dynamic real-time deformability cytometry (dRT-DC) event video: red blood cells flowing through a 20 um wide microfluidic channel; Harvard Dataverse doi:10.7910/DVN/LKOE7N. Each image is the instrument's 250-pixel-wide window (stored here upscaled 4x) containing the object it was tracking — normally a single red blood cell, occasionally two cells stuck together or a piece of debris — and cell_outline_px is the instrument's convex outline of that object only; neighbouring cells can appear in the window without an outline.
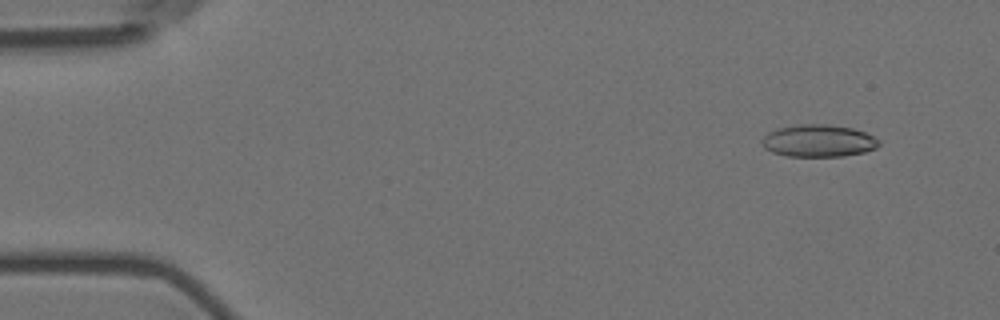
{"species": "Egyptian fruit bat (a non-hibernating species)", "species_latin": "Rousettus aegyptiacus", "temperature_condition": "room temperature", "stored_images_in_passage": 5, "camera_frame_rate_fps": 3000, "um_per_image_px": 0.085, "animal": {"sex": "female"}, "frame": {"image": 1, "passage_image": 2, "time_ms": 0.333, "image_size_px": [1000, 320], "cell_outline_px": [[880, 144], [876, 148], [864, 152], [844, 156], [788, 156], [772, 152], [764, 148], [760, 140], [768, 132], [776, 128], [800, 124], [828, 124], [852, 128], [864, 132], [880, 140]], "centroid_in_image_um": [69.55, 11.96], "position_along_channel_um": 15.5, "area_um2": 22.08}}